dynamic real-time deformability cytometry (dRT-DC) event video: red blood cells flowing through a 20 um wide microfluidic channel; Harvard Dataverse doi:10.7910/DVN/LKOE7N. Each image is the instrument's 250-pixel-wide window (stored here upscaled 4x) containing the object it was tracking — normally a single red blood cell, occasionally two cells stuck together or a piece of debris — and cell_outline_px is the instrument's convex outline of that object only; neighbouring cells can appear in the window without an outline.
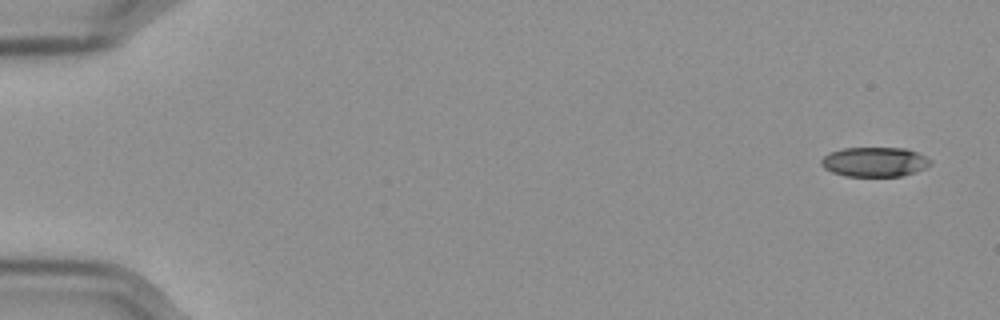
{"species": "Egyptian fruit bat (a non-hibernating species)", "species_latin": "Rousettus aegyptiacus", "temperature_condition": "cold", "stored_images_in_passage": 56, "camera_frame_rate_fps": 3000, "um_per_image_px": 0.085, "frame": {"image": 1, "passage_image": 1, "time_ms": 0.0, "image_size_px": [1000, 320], "cell_outline_px": [[932, 164], [924, 168], [904, 176], [844, 176], [832, 172], [824, 168], [820, 164], [820, 160], [828, 152], [840, 148], [904, 148], [916, 152], [932, 160]], "centroid_in_image_um": [74.3, 13.76], "position_along_channel_um": 10.7, "area_um2": 18.96}}
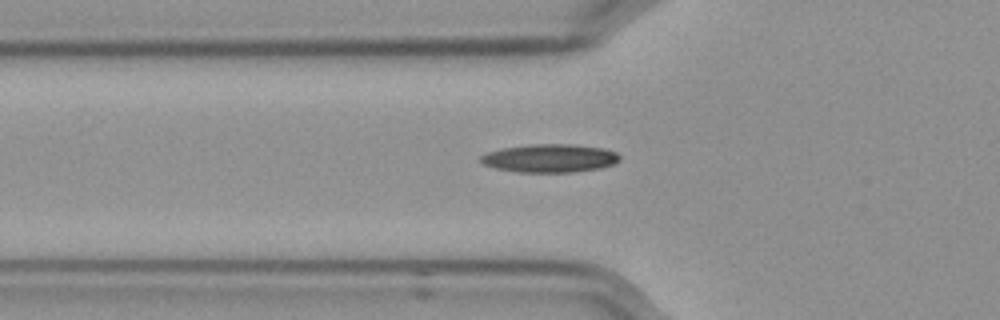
{"frame": {"image": 2, "passage_image": 19, "time_ms": 6.0, "image_size_px": [1000, 320], "cell_outline_px": [[620, 160], [612, 164], [600, 168], [572, 172], [516, 172], [496, 168], [484, 164], [480, 160], [480, 156], [488, 152], [500, 148], [532, 144], [572, 144], [604, 148], [616, 152], [620, 156]], "centroid_in_image_um": [46.73, 13.44], "position_along_channel_um": 79.1, "area_um2": 22.89}}
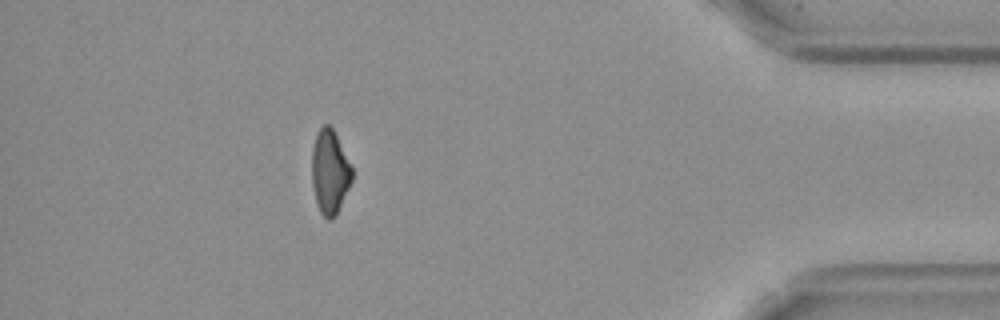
{"frame": {"image": 3, "passage_image": 50, "time_ms": 16.333, "image_size_px": [1000, 320], "cell_outline_px": [[352, 180], [336, 216], [332, 220], [328, 220], [320, 212], [316, 204], [312, 184], [312, 148], [316, 132], [324, 124], [328, 124], [332, 128], [352, 168]], "centroid_in_image_um": [28.01, 14.64], "position_along_channel_um": 407.2, "area_um2": 19.59}, "authors_computed_cell_mechanics": {"area_um2": 20.6346, "velocity_mm_per_s": 3.5843, "shape_relaxation_time_tau1_ms": 6.7045, "shape_relaxation_time_tau2_ms": null, "deformation_change_tau1": 0.1543, "deformation_change_tau2": null}}